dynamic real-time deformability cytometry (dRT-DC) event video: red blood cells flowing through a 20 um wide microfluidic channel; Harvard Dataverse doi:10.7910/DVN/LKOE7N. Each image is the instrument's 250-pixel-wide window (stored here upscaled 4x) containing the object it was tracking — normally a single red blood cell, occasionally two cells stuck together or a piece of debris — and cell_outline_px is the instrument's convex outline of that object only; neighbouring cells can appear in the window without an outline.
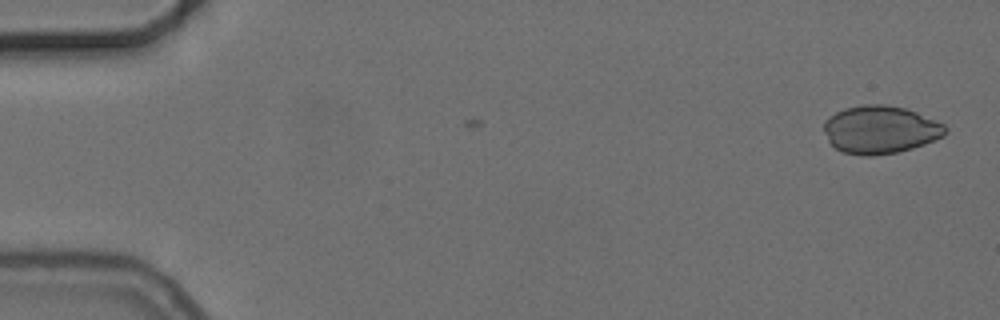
{"species": "common noctule bat (a hibernating species)", "species_latin": "Nyctalus noctula", "temperature_condition": "cold", "stored_images_in_passage": 4, "camera_frame_rate_fps": 3000, "um_per_image_px": 0.085, "animal": {"sex": "female", "body_mass_g": 24.6, "forearm_length_mm": 56.2}, "frame": {"image": 1, "passage_image": 1, "time_ms": 0.0, "image_size_px": [1000, 320], "cell_outline_px": [[948, 132], [944, 136], [924, 144], [912, 148], [896, 152], [872, 156], [860, 156], [840, 152], [828, 140], [824, 132], [824, 120], [828, 116], [844, 108], [864, 104], [884, 104], [904, 108], [916, 112], [944, 124], [948, 128]], "centroid_in_image_um": [74.8, 11.02], "position_along_channel_um": 10.2, "area_um2": 34.1}}